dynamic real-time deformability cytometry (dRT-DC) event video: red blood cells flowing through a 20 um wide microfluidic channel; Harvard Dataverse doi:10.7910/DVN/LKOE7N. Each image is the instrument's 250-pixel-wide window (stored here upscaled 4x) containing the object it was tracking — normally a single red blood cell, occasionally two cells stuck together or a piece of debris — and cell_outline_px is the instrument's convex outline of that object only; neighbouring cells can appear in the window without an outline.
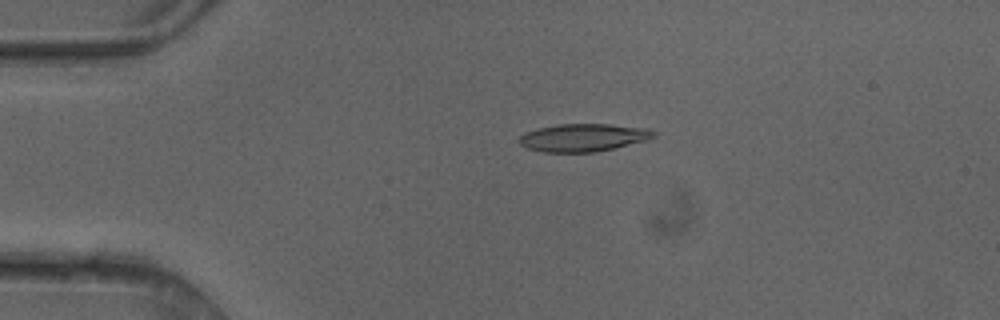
{"species": "common noctule bat (a hibernating species)", "species_latin": "Nyctalus noctula", "temperature_condition": "cold", "stored_images_in_passage": 4, "camera_frame_rate_fps": 3000, "um_per_image_px": 0.085, "animal": {"sex": "female"}, "frame": {"image": 1, "passage_image": 3, "time_ms": 0.667, "image_size_px": [1000, 320], "cell_outline_px": [[656, 136], [648, 140], [596, 152], [544, 152], [528, 148], [520, 144], [520, 136], [524, 132], [536, 128], [556, 124], [608, 124], [648, 128], [656, 132]], "centroid_in_image_um": [49.59, 11.68], "position_along_channel_um": 35.4, "area_um2": 21.85}}